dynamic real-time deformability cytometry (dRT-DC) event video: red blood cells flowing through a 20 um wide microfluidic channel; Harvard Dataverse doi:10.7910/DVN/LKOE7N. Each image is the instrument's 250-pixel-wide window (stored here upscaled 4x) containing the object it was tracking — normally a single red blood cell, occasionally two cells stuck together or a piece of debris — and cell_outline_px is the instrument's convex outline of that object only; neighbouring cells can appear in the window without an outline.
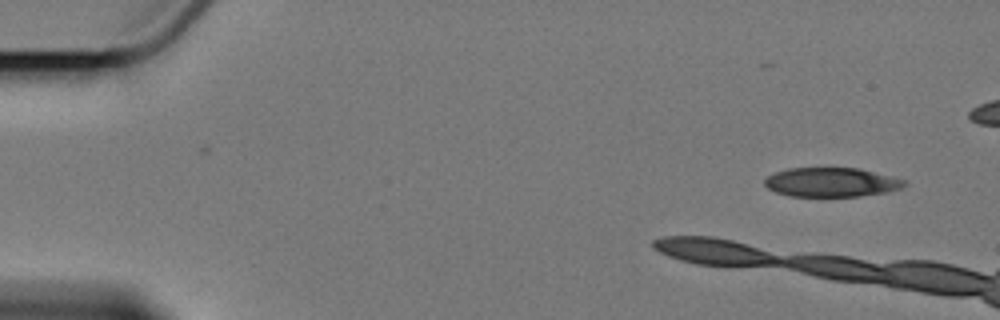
{"species": "Egyptian fruit bat (a non-hibernating species)", "species_latin": "Rousettus aegyptiacus", "temperature_condition": "cold", "stored_images_in_passage": 4, "camera_frame_rate_fps": 3000, "um_per_image_px": 0.085, "animal": {"sex": "female"}, "frame": {"image": 1, "passage_image": 1, "time_ms": 0.0, "image_size_px": [1000, 320], "cell_outline_px": [[908, 184], [904, 188], [888, 192], [860, 196], [788, 196], [776, 192], [768, 188], [764, 184], [764, 180], [768, 176], [776, 172], [788, 168], [860, 168], [908, 180]], "centroid_in_image_um": [70.74, 15.49], "position_along_channel_um": 14.3, "area_um2": 24.04}}